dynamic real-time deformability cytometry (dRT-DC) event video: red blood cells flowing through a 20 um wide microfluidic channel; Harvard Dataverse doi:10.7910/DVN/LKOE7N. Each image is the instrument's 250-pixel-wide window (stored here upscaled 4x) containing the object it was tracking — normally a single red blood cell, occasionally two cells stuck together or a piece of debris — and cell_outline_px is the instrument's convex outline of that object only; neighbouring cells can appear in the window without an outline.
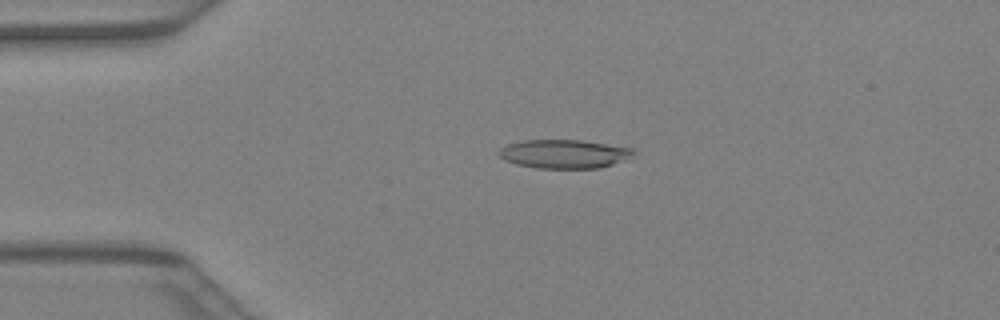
{"species": "Egyptian fruit bat (a non-hibernating species)", "species_latin": "Rousettus aegyptiacus", "temperature_condition": "warm", "stored_images_in_passage": 40, "camera_frame_rate_fps": 3000, "um_per_image_px": 0.085, "animal": {"sex": "female"}, "frame": {"image": 1, "passage_image": 9, "time_ms": 2.667, "image_size_px": [1000, 320], "cell_outline_px": [[636, 152], [612, 164], [600, 168], [536, 168], [516, 164], [504, 160], [496, 152], [500, 148], [508, 144], [524, 140], [580, 140], [632, 148]], "centroid_in_image_um": [47.87, 13.08], "position_along_channel_um": 37.1, "area_um2": 22.25}}
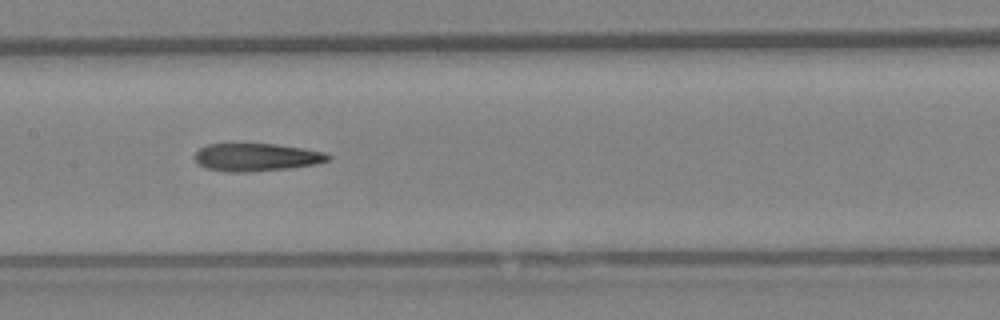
{"frame": {"image": 2, "passage_image": 20, "time_ms": 6.333, "image_size_px": [1000, 320], "cell_outline_px": [[332, 156], [328, 160], [316, 164], [288, 168], [248, 172], [224, 172], [204, 168], [192, 156], [200, 148], [208, 144], [276, 144], [324, 152]], "centroid_in_image_um": [21.75, 13.37], "position_along_channel_um": 185.6, "area_um2": 21.56}}
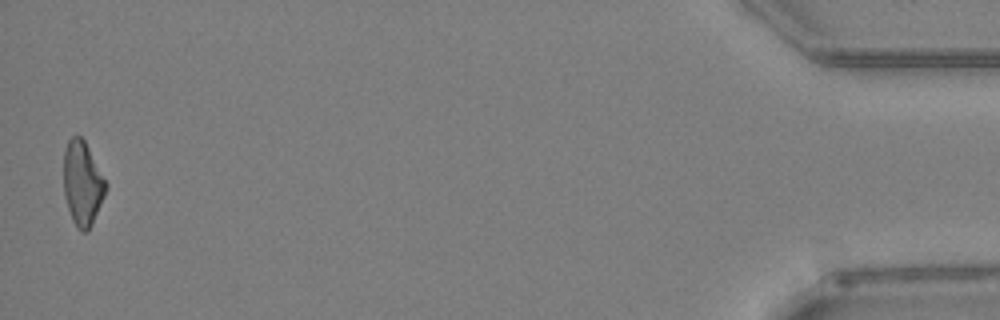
{"frame": {"image": 3, "passage_image": 40, "time_ms": 13.0, "image_size_px": [1000, 320], "cell_outline_px": [[108, 188], [92, 224], [88, 232], [80, 232], [76, 228], [72, 220], [64, 196], [64, 152], [68, 140], [76, 132], [84, 140], [108, 184]], "centroid_in_image_um": [7.01, 15.6], "position_along_channel_um": 428.2, "area_um2": 20.92}}